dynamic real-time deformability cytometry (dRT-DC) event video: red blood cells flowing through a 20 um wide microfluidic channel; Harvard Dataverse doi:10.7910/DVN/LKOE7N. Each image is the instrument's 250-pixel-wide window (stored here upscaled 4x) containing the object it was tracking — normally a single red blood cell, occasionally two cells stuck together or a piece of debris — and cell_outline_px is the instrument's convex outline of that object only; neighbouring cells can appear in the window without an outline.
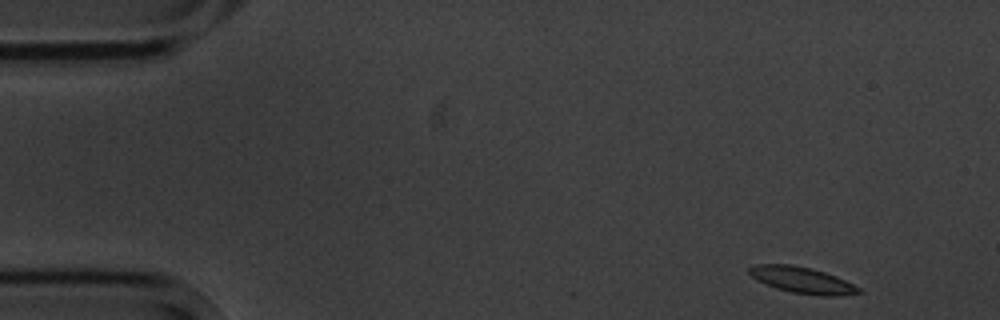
{"species": "common noctule bat (a hibernating species)", "species_latin": "Nyctalus noctula", "temperature_condition": "cold", "stored_images_in_passage": 4, "camera_frame_rate_fps": 3000, "um_per_image_px": 0.085, "animal": {"sex": "male", "body_mass_g": 20.1, "forearm_length_mm": 53.5}, "frame": {"image": 1, "passage_image": 1, "time_ms": 0.0, "image_size_px": [1000, 320], "cell_outline_px": [[860, 292], [840, 296], [820, 296], [792, 292], [776, 288], [756, 280], [748, 272], [748, 268], [752, 264], [792, 264], [812, 268], [836, 276], [860, 288]], "centroid_in_image_um": [68.14, 23.8], "position_along_channel_um": 16.9, "area_um2": 16.76}}
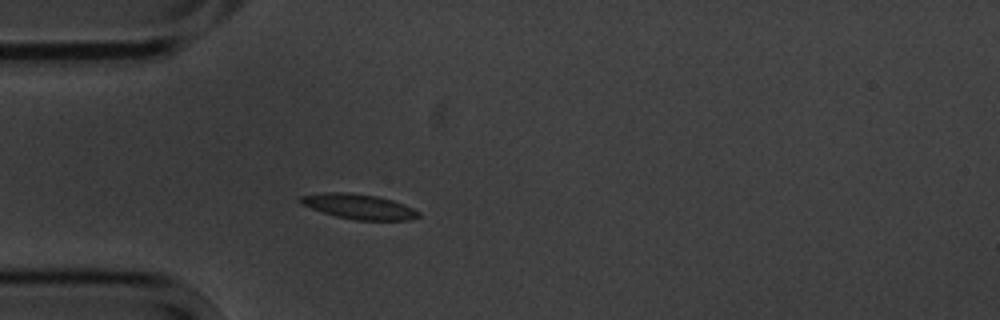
{"frame": {"image": 2, "passage_image": 4, "time_ms": 3.667, "image_size_px": [1000, 320], "cell_outline_px": [[420, 216], [408, 220], [356, 220], [336, 216], [312, 208], [304, 204], [300, 200], [300, 196], [328, 192], [348, 192], [376, 196], [392, 200], [404, 204], [420, 212]], "centroid_in_image_um": [30.55, 17.55], "position_along_channel_um": 54.4, "area_um2": 16.88}}